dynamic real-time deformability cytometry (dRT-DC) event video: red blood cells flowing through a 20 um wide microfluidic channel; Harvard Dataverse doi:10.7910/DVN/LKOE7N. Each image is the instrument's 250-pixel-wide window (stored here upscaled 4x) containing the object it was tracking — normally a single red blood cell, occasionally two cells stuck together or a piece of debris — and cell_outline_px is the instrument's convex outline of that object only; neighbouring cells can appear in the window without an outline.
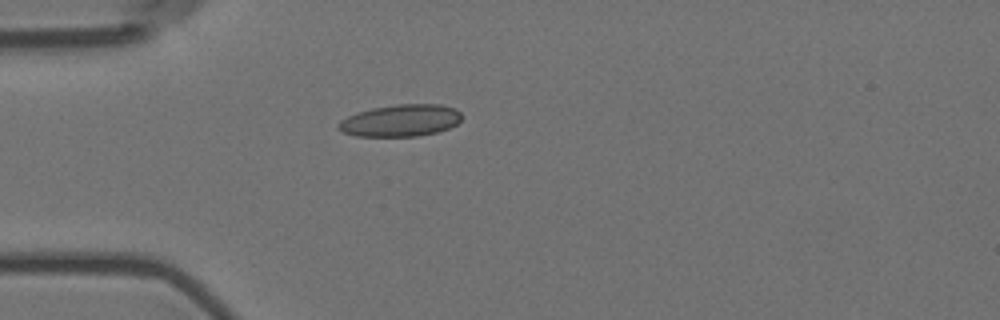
{"species": "Egyptian fruit bat (a non-hibernating species)", "species_latin": "Rousettus aegyptiacus", "temperature_condition": "room temperature", "stored_images_in_passage": 1, "camera_frame_rate_fps": 3000, "um_per_image_px": 0.085, "animal": {"sex": "female"}, "frame": {"image": 1, "passage_image": 1, "time_ms": 0.0, "image_size_px": [1000, 320], "cell_outline_px": [[460, 120], [456, 124], [448, 128], [436, 132], [416, 136], [356, 136], [344, 132], [340, 128], [340, 120], [348, 116], [372, 108], [396, 104], [440, 104], [456, 108], [460, 112]], "centroid_in_image_um": [34.09, 10.23], "position_along_channel_um": 50.9, "area_um2": 22.66}}